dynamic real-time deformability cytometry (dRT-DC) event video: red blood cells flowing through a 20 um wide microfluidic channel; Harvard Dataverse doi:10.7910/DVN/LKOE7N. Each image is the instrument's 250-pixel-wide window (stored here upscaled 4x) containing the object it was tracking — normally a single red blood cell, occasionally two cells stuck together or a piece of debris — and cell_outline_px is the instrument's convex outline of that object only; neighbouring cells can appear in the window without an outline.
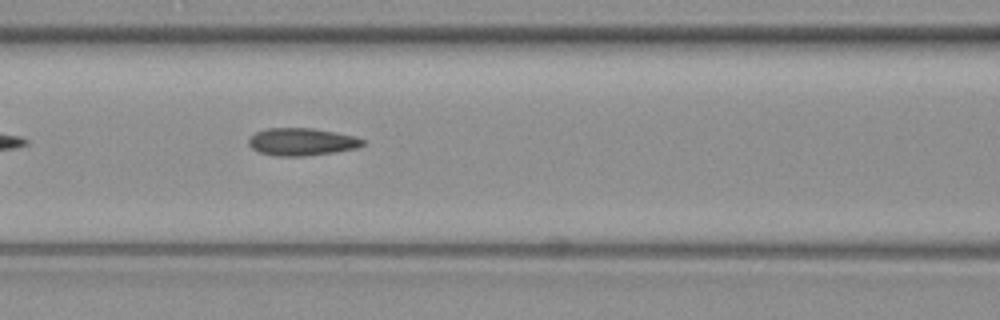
{"species": "common noctule bat (a hibernating species)", "species_latin": "Nyctalus noctula", "temperature_condition": "warm", "stored_images_in_passage": 3, "camera_frame_rate_fps": 3000, "um_per_image_px": 0.085, "animal": {"sex": "female", "body_mass_g": 19.3, "forearm_length_mm": 54.1}, "frame": {"image": 1, "passage_image": 3, "time_ms": 0.667, "image_size_px": [1000, 320], "cell_outline_px": [[364, 144], [360, 148], [336, 152], [304, 156], [276, 156], [260, 152], [252, 148], [248, 144], [248, 140], [256, 132], [268, 128], [312, 128], [336, 132], [356, 136], [364, 140]], "centroid_in_image_um": [25.69, 12.05], "position_along_channel_um": 140.9, "area_um2": 18.38}}